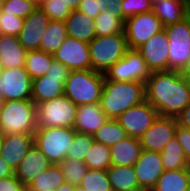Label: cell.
Wrapping results in <instances>:
<instances>
[{
  "instance_id": "7bdbcfd3",
  "label": "cell",
  "mask_w": 190,
  "mask_h": 191,
  "mask_svg": "<svg viewBox=\"0 0 190 191\" xmlns=\"http://www.w3.org/2000/svg\"><path fill=\"white\" fill-rule=\"evenodd\" d=\"M122 0H98L99 11L100 13H104L105 11L117 13L124 21L126 18L123 16Z\"/></svg>"
},
{
  "instance_id": "b9f144b4",
  "label": "cell",
  "mask_w": 190,
  "mask_h": 191,
  "mask_svg": "<svg viewBox=\"0 0 190 191\" xmlns=\"http://www.w3.org/2000/svg\"><path fill=\"white\" fill-rule=\"evenodd\" d=\"M175 136L182 146L186 160L190 163V129L177 125Z\"/></svg>"
},
{
  "instance_id": "9c48e42d",
  "label": "cell",
  "mask_w": 190,
  "mask_h": 191,
  "mask_svg": "<svg viewBox=\"0 0 190 191\" xmlns=\"http://www.w3.org/2000/svg\"><path fill=\"white\" fill-rule=\"evenodd\" d=\"M69 73L70 70L64 64L53 60L46 75L32 79L31 100L37 105L64 95Z\"/></svg>"
},
{
  "instance_id": "9f6ffc18",
  "label": "cell",
  "mask_w": 190,
  "mask_h": 191,
  "mask_svg": "<svg viewBox=\"0 0 190 191\" xmlns=\"http://www.w3.org/2000/svg\"><path fill=\"white\" fill-rule=\"evenodd\" d=\"M187 9H188V17H190V0H188Z\"/></svg>"
},
{
  "instance_id": "f5cc1de1",
  "label": "cell",
  "mask_w": 190,
  "mask_h": 191,
  "mask_svg": "<svg viewBox=\"0 0 190 191\" xmlns=\"http://www.w3.org/2000/svg\"><path fill=\"white\" fill-rule=\"evenodd\" d=\"M4 138H5V134L2 131H0V155L3 148Z\"/></svg>"
},
{
  "instance_id": "6f0895ef",
  "label": "cell",
  "mask_w": 190,
  "mask_h": 191,
  "mask_svg": "<svg viewBox=\"0 0 190 191\" xmlns=\"http://www.w3.org/2000/svg\"><path fill=\"white\" fill-rule=\"evenodd\" d=\"M157 1H159V0H152L153 3H154V2H157ZM176 1L188 2V0H176Z\"/></svg>"
},
{
  "instance_id": "d590c367",
  "label": "cell",
  "mask_w": 190,
  "mask_h": 191,
  "mask_svg": "<svg viewBox=\"0 0 190 191\" xmlns=\"http://www.w3.org/2000/svg\"><path fill=\"white\" fill-rule=\"evenodd\" d=\"M62 174L64 175L65 183L77 186L82 182L88 168L82 161L65 158L59 164Z\"/></svg>"
},
{
  "instance_id": "74e56055",
  "label": "cell",
  "mask_w": 190,
  "mask_h": 191,
  "mask_svg": "<svg viewBox=\"0 0 190 191\" xmlns=\"http://www.w3.org/2000/svg\"><path fill=\"white\" fill-rule=\"evenodd\" d=\"M40 9L50 20L65 21L72 13L69 6L63 0H46L43 1Z\"/></svg>"
},
{
  "instance_id": "8fae6325",
  "label": "cell",
  "mask_w": 190,
  "mask_h": 191,
  "mask_svg": "<svg viewBox=\"0 0 190 191\" xmlns=\"http://www.w3.org/2000/svg\"><path fill=\"white\" fill-rule=\"evenodd\" d=\"M164 26L151 11L129 17L124 22V34L129 49H138Z\"/></svg>"
},
{
  "instance_id": "60d3db41",
  "label": "cell",
  "mask_w": 190,
  "mask_h": 191,
  "mask_svg": "<svg viewBox=\"0 0 190 191\" xmlns=\"http://www.w3.org/2000/svg\"><path fill=\"white\" fill-rule=\"evenodd\" d=\"M24 25V19L11 14L0 13V34L18 37Z\"/></svg>"
},
{
  "instance_id": "f546056e",
  "label": "cell",
  "mask_w": 190,
  "mask_h": 191,
  "mask_svg": "<svg viewBox=\"0 0 190 191\" xmlns=\"http://www.w3.org/2000/svg\"><path fill=\"white\" fill-rule=\"evenodd\" d=\"M160 153L164 170L190 168V163L186 160L176 136L167 143Z\"/></svg>"
},
{
  "instance_id": "5bb4252c",
  "label": "cell",
  "mask_w": 190,
  "mask_h": 191,
  "mask_svg": "<svg viewBox=\"0 0 190 191\" xmlns=\"http://www.w3.org/2000/svg\"><path fill=\"white\" fill-rule=\"evenodd\" d=\"M55 61L71 70H90L89 43L66 37L60 48L53 54Z\"/></svg>"
},
{
  "instance_id": "c3c4849f",
  "label": "cell",
  "mask_w": 190,
  "mask_h": 191,
  "mask_svg": "<svg viewBox=\"0 0 190 191\" xmlns=\"http://www.w3.org/2000/svg\"><path fill=\"white\" fill-rule=\"evenodd\" d=\"M66 3V6H69V8L73 10H77L79 7V4L81 0H63Z\"/></svg>"
},
{
  "instance_id": "ba28073f",
  "label": "cell",
  "mask_w": 190,
  "mask_h": 191,
  "mask_svg": "<svg viewBox=\"0 0 190 191\" xmlns=\"http://www.w3.org/2000/svg\"><path fill=\"white\" fill-rule=\"evenodd\" d=\"M169 43L168 70L182 71L190 59V17L164 26Z\"/></svg>"
},
{
  "instance_id": "e0dca14e",
  "label": "cell",
  "mask_w": 190,
  "mask_h": 191,
  "mask_svg": "<svg viewBox=\"0 0 190 191\" xmlns=\"http://www.w3.org/2000/svg\"><path fill=\"white\" fill-rule=\"evenodd\" d=\"M140 188L152 189L164 172L160 152L142 149L137 162L133 165Z\"/></svg>"
},
{
  "instance_id": "ffe728a7",
  "label": "cell",
  "mask_w": 190,
  "mask_h": 191,
  "mask_svg": "<svg viewBox=\"0 0 190 191\" xmlns=\"http://www.w3.org/2000/svg\"><path fill=\"white\" fill-rule=\"evenodd\" d=\"M34 144V134H5L1 157L13 171Z\"/></svg>"
},
{
  "instance_id": "4dcf8cb0",
  "label": "cell",
  "mask_w": 190,
  "mask_h": 191,
  "mask_svg": "<svg viewBox=\"0 0 190 191\" xmlns=\"http://www.w3.org/2000/svg\"><path fill=\"white\" fill-rule=\"evenodd\" d=\"M54 58L53 54L46 53L42 50H33L26 53L25 69L31 79L46 75Z\"/></svg>"
},
{
  "instance_id": "30bf717a",
  "label": "cell",
  "mask_w": 190,
  "mask_h": 191,
  "mask_svg": "<svg viewBox=\"0 0 190 191\" xmlns=\"http://www.w3.org/2000/svg\"><path fill=\"white\" fill-rule=\"evenodd\" d=\"M150 75L151 71L137 49H128L125 56L104 73L107 80L115 82L145 83Z\"/></svg>"
},
{
  "instance_id": "484cf974",
  "label": "cell",
  "mask_w": 190,
  "mask_h": 191,
  "mask_svg": "<svg viewBox=\"0 0 190 191\" xmlns=\"http://www.w3.org/2000/svg\"><path fill=\"white\" fill-rule=\"evenodd\" d=\"M190 168L164 170L152 191H189Z\"/></svg>"
},
{
  "instance_id": "816d5d0a",
  "label": "cell",
  "mask_w": 190,
  "mask_h": 191,
  "mask_svg": "<svg viewBox=\"0 0 190 191\" xmlns=\"http://www.w3.org/2000/svg\"><path fill=\"white\" fill-rule=\"evenodd\" d=\"M28 1L31 2L37 8H40L43 3V0H28Z\"/></svg>"
},
{
  "instance_id": "603a6c76",
  "label": "cell",
  "mask_w": 190,
  "mask_h": 191,
  "mask_svg": "<svg viewBox=\"0 0 190 191\" xmlns=\"http://www.w3.org/2000/svg\"><path fill=\"white\" fill-rule=\"evenodd\" d=\"M64 22L68 37L86 43L96 37L95 19L88 17L85 13L73 10Z\"/></svg>"
},
{
  "instance_id": "9a60e30c",
  "label": "cell",
  "mask_w": 190,
  "mask_h": 191,
  "mask_svg": "<svg viewBox=\"0 0 190 191\" xmlns=\"http://www.w3.org/2000/svg\"><path fill=\"white\" fill-rule=\"evenodd\" d=\"M176 117L158 116L151 127L139 138L142 149L161 152L175 137Z\"/></svg>"
},
{
  "instance_id": "d6a6232c",
  "label": "cell",
  "mask_w": 190,
  "mask_h": 191,
  "mask_svg": "<svg viewBox=\"0 0 190 191\" xmlns=\"http://www.w3.org/2000/svg\"><path fill=\"white\" fill-rule=\"evenodd\" d=\"M84 164L88 169L106 171L112 165L110 147L94 141L91 149L86 154Z\"/></svg>"
},
{
  "instance_id": "4316f807",
  "label": "cell",
  "mask_w": 190,
  "mask_h": 191,
  "mask_svg": "<svg viewBox=\"0 0 190 191\" xmlns=\"http://www.w3.org/2000/svg\"><path fill=\"white\" fill-rule=\"evenodd\" d=\"M106 171L113 191H136L141 189L133 166L111 165Z\"/></svg>"
},
{
  "instance_id": "7a4b0ae2",
  "label": "cell",
  "mask_w": 190,
  "mask_h": 191,
  "mask_svg": "<svg viewBox=\"0 0 190 191\" xmlns=\"http://www.w3.org/2000/svg\"><path fill=\"white\" fill-rule=\"evenodd\" d=\"M145 100V83L115 82L105 78L99 104L108 119H117L127 109Z\"/></svg>"
},
{
  "instance_id": "1f68e13d",
  "label": "cell",
  "mask_w": 190,
  "mask_h": 191,
  "mask_svg": "<svg viewBox=\"0 0 190 191\" xmlns=\"http://www.w3.org/2000/svg\"><path fill=\"white\" fill-rule=\"evenodd\" d=\"M127 137L125 129L117 119H107L106 122L93 134L94 141L108 147Z\"/></svg>"
},
{
  "instance_id": "5b68a950",
  "label": "cell",
  "mask_w": 190,
  "mask_h": 191,
  "mask_svg": "<svg viewBox=\"0 0 190 191\" xmlns=\"http://www.w3.org/2000/svg\"><path fill=\"white\" fill-rule=\"evenodd\" d=\"M124 33L95 37L89 42L91 69L105 73L123 58L128 50Z\"/></svg>"
},
{
  "instance_id": "7dc6e473",
  "label": "cell",
  "mask_w": 190,
  "mask_h": 191,
  "mask_svg": "<svg viewBox=\"0 0 190 191\" xmlns=\"http://www.w3.org/2000/svg\"><path fill=\"white\" fill-rule=\"evenodd\" d=\"M14 175V171L7 162L0 156V179Z\"/></svg>"
},
{
  "instance_id": "836d02e7",
  "label": "cell",
  "mask_w": 190,
  "mask_h": 191,
  "mask_svg": "<svg viewBox=\"0 0 190 191\" xmlns=\"http://www.w3.org/2000/svg\"><path fill=\"white\" fill-rule=\"evenodd\" d=\"M124 20L117 14L105 11L95 19L96 36L124 33Z\"/></svg>"
},
{
  "instance_id": "11a10c76",
  "label": "cell",
  "mask_w": 190,
  "mask_h": 191,
  "mask_svg": "<svg viewBox=\"0 0 190 191\" xmlns=\"http://www.w3.org/2000/svg\"><path fill=\"white\" fill-rule=\"evenodd\" d=\"M74 191H86L80 185L75 186Z\"/></svg>"
},
{
  "instance_id": "44dd1931",
  "label": "cell",
  "mask_w": 190,
  "mask_h": 191,
  "mask_svg": "<svg viewBox=\"0 0 190 191\" xmlns=\"http://www.w3.org/2000/svg\"><path fill=\"white\" fill-rule=\"evenodd\" d=\"M107 119L99 103L80 105L73 129L81 134L93 135Z\"/></svg>"
},
{
  "instance_id": "f6af8a7d",
  "label": "cell",
  "mask_w": 190,
  "mask_h": 191,
  "mask_svg": "<svg viewBox=\"0 0 190 191\" xmlns=\"http://www.w3.org/2000/svg\"><path fill=\"white\" fill-rule=\"evenodd\" d=\"M77 10L93 19L100 14L98 0H81Z\"/></svg>"
},
{
  "instance_id": "83f0119b",
  "label": "cell",
  "mask_w": 190,
  "mask_h": 191,
  "mask_svg": "<svg viewBox=\"0 0 190 191\" xmlns=\"http://www.w3.org/2000/svg\"><path fill=\"white\" fill-rule=\"evenodd\" d=\"M65 183L64 175L58 164H52L41 173L27 187V191H56Z\"/></svg>"
},
{
  "instance_id": "2e32d148",
  "label": "cell",
  "mask_w": 190,
  "mask_h": 191,
  "mask_svg": "<svg viewBox=\"0 0 190 191\" xmlns=\"http://www.w3.org/2000/svg\"><path fill=\"white\" fill-rule=\"evenodd\" d=\"M137 50L151 72L168 70L169 43L164 29L151 37Z\"/></svg>"
},
{
  "instance_id": "bcb514c9",
  "label": "cell",
  "mask_w": 190,
  "mask_h": 191,
  "mask_svg": "<svg viewBox=\"0 0 190 191\" xmlns=\"http://www.w3.org/2000/svg\"><path fill=\"white\" fill-rule=\"evenodd\" d=\"M177 124L190 129V103L176 116Z\"/></svg>"
},
{
  "instance_id": "cb8c5ba5",
  "label": "cell",
  "mask_w": 190,
  "mask_h": 191,
  "mask_svg": "<svg viewBox=\"0 0 190 191\" xmlns=\"http://www.w3.org/2000/svg\"><path fill=\"white\" fill-rule=\"evenodd\" d=\"M114 166H133L140 157L142 145L138 138L127 136L110 147Z\"/></svg>"
},
{
  "instance_id": "d4e9b609",
  "label": "cell",
  "mask_w": 190,
  "mask_h": 191,
  "mask_svg": "<svg viewBox=\"0 0 190 191\" xmlns=\"http://www.w3.org/2000/svg\"><path fill=\"white\" fill-rule=\"evenodd\" d=\"M187 3L176 0H159L153 3L152 12L163 26L178 23L188 17Z\"/></svg>"
},
{
  "instance_id": "e575fe53",
  "label": "cell",
  "mask_w": 190,
  "mask_h": 191,
  "mask_svg": "<svg viewBox=\"0 0 190 191\" xmlns=\"http://www.w3.org/2000/svg\"><path fill=\"white\" fill-rule=\"evenodd\" d=\"M80 186L86 191H113L104 170L88 169Z\"/></svg>"
},
{
  "instance_id": "ee69618b",
  "label": "cell",
  "mask_w": 190,
  "mask_h": 191,
  "mask_svg": "<svg viewBox=\"0 0 190 191\" xmlns=\"http://www.w3.org/2000/svg\"><path fill=\"white\" fill-rule=\"evenodd\" d=\"M0 191H26V187L15 176L0 179Z\"/></svg>"
},
{
  "instance_id": "f907efd6",
  "label": "cell",
  "mask_w": 190,
  "mask_h": 191,
  "mask_svg": "<svg viewBox=\"0 0 190 191\" xmlns=\"http://www.w3.org/2000/svg\"><path fill=\"white\" fill-rule=\"evenodd\" d=\"M75 186L69 183L62 184L56 191H74Z\"/></svg>"
},
{
  "instance_id": "6da1fadb",
  "label": "cell",
  "mask_w": 190,
  "mask_h": 191,
  "mask_svg": "<svg viewBox=\"0 0 190 191\" xmlns=\"http://www.w3.org/2000/svg\"><path fill=\"white\" fill-rule=\"evenodd\" d=\"M145 92L159 116L176 117L190 103V81L176 70L151 72Z\"/></svg>"
},
{
  "instance_id": "ac0fdd59",
  "label": "cell",
  "mask_w": 190,
  "mask_h": 191,
  "mask_svg": "<svg viewBox=\"0 0 190 191\" xmlns=\"http://www.w3.org/2000/svg\"><path fill=\"white\" fill-rule=\"evenodd\" d=\"M49 22L50 19L40 8L35 9L24 19L18 39L27 52L40 49V43Z\"/></svg>"
},
{
  "instance_id": "7c38bea8",
  "label": "cell",
  "mask_w": 190,
  "mask_h": 191,
  "mask_svg": "<svg viewBox=\"0 0 190 191\" xmlns=\"http://www.w3.org/2000/svg\"><path fill=\"white\" fill-rule=\"evenodd\" d=\"M0 95L6 101L31 100L32 79L25 67L0 69Z\"/></svg>"
},
{
  "instance_id": "7402d4cb",
  "label": "cell",
  "mask_w": 190,
  "mask_h": 191,
  "mask_svg": "<svg viewBox=\"0 0 190 191\" xmlns=\"http://www.w3.org/2000/svg\"><path fill=\"white\" fill-rule=\"evenodd\" d=\"M26 53L18 37L0 34V69L24 67Z\"/></svg>"
},
{
  "instance_id": "db71d44e",
  "label": "cell",
  "mask_w": 190,
  "mask_h": 191,
  "mask_svg": "<svg viewBox=\"0 0 190 191\" xmlns=\"http://www.w3.org/2000/svg\"><path fill=\"white\" fill-rule=\"evenodd\" d=\"M5 102H6L5 98L0 95V114L2 109L4 108Z\"/></svg>"
},
{
  "instance_id": "681fc988",
  "label": "cell",
  "mask_w": 190,
  "mask_h": 191,
  "mask_svg": "<svg viewBox=\"0 0 190 191\" xmlns=\"http://www.w3.org/2000/svg\"><path fill=\"white\" fill-rule=\"evenodd\" d=\"M181 74L190 81V59L188 60L186 66L181 71Z\"/></svg>"
},
{
  "instance_id": "680465c9",
  "label": "cell",
  "mask_w": 190,
  "mask_h": 191,
  "mask_svg": "<svg viewBox=\"0 0 190 191\" xmlns=\"http://www.w3.org/2000/svg\"><path fill=\"white\" fill-rule=\"evenodd\" d=\"M136 191H152V190L151 189H143V188H141V189L136 190Z\"/></svg>"
},
{
  "instance_id": "f1b7e54d",
  "label": "cell",
  "mask_w": 190,
  "mask_h": 191,
  "mask_svg": "<svg viewBox=\"0 0 190 191\" xmlns=\"http://www.w3.org/2000/svg\"><path fill=\"white\" fill-rule=\"evenodd\" d=\"M66 37L67 31L65 22L50 20L46 32L42 37L39 50L54 54L63 44Z\"/></svg>"
},
{
  "instance_id": "4fadbf2b",
  "label": "cell",
  "mask_w": 190,
  "mask_h": 191,
  "mask_svg": "<svg viewBox=\"0 0 190 191\" xmlns=\"http://www.w3.org/2000/svg\"><path fill=\"white\" fill-rule=\"evenodd\" d=\"M159 116L157 110L145 100L122 113L118 122L125 129L127 136L140 138Z\"/></svg>"
},
{
  "instance_id": "f35d334b",
  "label": "cell",
  "mask_w": 190,
  "mask_h": 191,
  "mask_svg": "<svg viewBox=\"0 0 190 191\" xmlns=\"http://www.w3.org/2000/svg\"><path fill=\"white\" fill-rule=\"evenodd\" d=\"M35 9L31 2L28 0H6L0 11L4 14H11L20 18H27Z\"/></svg>"
},
{
  "instance_id": "8992f818",
  "label": "cell",
  "mask_w": 190,
  "mask_h": 191,
  "mask_svg": "<svg viewBox=\"0 0 190 191\" xmlns=\"http://www.w3.org/2000/svg\"><path fill=\"white\" fill-rule=\"evenodd\" d=\"M76 131L69 127L37 128L34 133V144L52 164H59L66 158Z\"/></svg>"
},
{
  "instance_id": "d6986e66",
  "label": "cell",
  "mask_w": 190,
  "mask_h": 191,
  "mask_svg": "<svg viewBox=\"0 0 190 191\" xmlns=\"http://www.w3.org/2000/svg\"><path fill=\"white\" fill-rule=\"evenodd\" d=\"M52 163L33 144L26 156L21 160L19 166L14 171V175L27 187L36 177L47 170Z\"/></svg>"
},
{
  "instance_id": "277c9868",
  "label": "cell",
  "mask_w": 190,
  "mask_h": 191,
  "mask_svg": "<svg viewBox=\"0 0 190 191\" xmlns=\"http://www.w3.org/2000/svg\"><path fill=\"white\" fill-rule=\"evenodd\" d=\"M36 129V104L32 100L5 102L0 114V131L4 134H34Z\"/></svg>"
},
{
  "instance_id": "ab89813d",
  "label": "cell",
  "mask_w": 190,
  "mask_h": 191,
  "mask_svg": "<svg viewBox=\"0 0 190 191\" xmlns=\"http://www.w3.org/2000/svg\"><path fill=\"white\" fill-rule=\"evenodd\" d=\"M152 0H122L121 7L123 16L127 19L137 14L152 11Z\"/></svg>"
},
{
  "instance_id": "8d00e7d4",
  "label": "cell",
  "mask_w": 190,
  "mask_h": 191,
  "mask_svg": "<svg viewBox=\"0 0 190 191\" xmlns=\"http://www.w3.org/2000/svg\"><path fill=\"white\" fill-rule=\"evenodd\" d=\"M94 142L93 135L76 132L71 147L67 150L66 158L84 162L86 154Z\"/></svg>"
},
{
  "instance_id": "3957f363",
  "label": "cell",
  "mask_w": 190,
  "mask_h": 191,
  "mask_svg": "<svg viewBox=\"0 0 190 191\" xmlns=\"http://www.w3.org/2000/svg\"><path fill=\"white\" fill-rule=\"evenodd\" d=\"M104 73L90 70H71L65 83L64 95L76 105L99 103Z\"/></svg>"
},
{
  "instance_id": "91938a15",
  "label": "cell",
  "mask_w": 190,
  "mask_h": 191,
  "mask_svg": "<svg viewBox=\"0 0 190 191\" xmlns=\"http://www.w3.org/2000/svg\"><path fill=\"white\" fill-rule=\"evenodd\" d=\"M6 0H0V8L2 7L3 3L5 2Z\"/></svg>"
},
{
  "instance_id": "52a82bcc",
  "label": "cell",
  "mask_w": 190,
  "mask_h": 191,
  "mask_svg": "<svg viewBox=\"0 0 190 191\" xmlns=\"http://www.w3.org/2000/svg\"><path fill=\"white\" fill-rule=\"evenodd\" d=\"M78 105L65 95L36 105L37 128H73Z\"/></svg>"
}]
</instances>
